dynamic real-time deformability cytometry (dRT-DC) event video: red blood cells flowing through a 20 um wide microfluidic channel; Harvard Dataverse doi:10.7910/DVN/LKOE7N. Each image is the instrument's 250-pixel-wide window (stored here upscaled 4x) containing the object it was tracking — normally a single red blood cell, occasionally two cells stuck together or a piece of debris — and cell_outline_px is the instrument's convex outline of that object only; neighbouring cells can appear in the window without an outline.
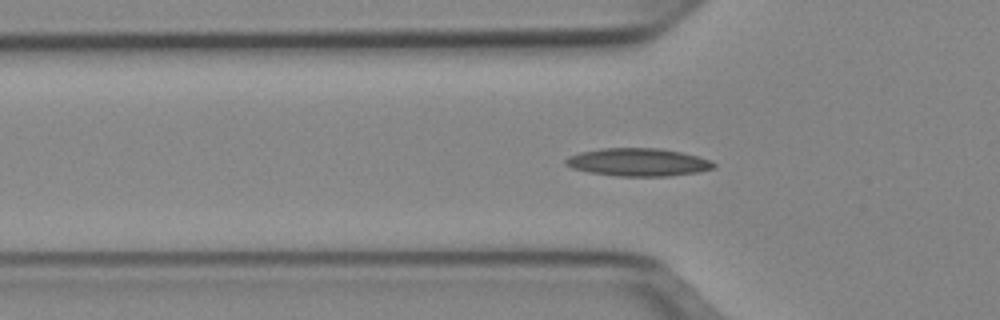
{"species": "Egyptian fruit bat (a non-hibernating species)", "species_latin": "Rousettus aegyptiacus", "temperature_condition": "cold", "stored_images_in_passage": 39, "camera_frame_rate_fps": 3000, "um_per_image_px": 0.085, "animal": {"sex": "female"}, "frame": {"image": 1, "passage_image": 11, "time_ms": 3.333, "image_size_px": [1000, 320], "cell_outline_px": [[716, 168], [696, 172], [668, 176], [620, 176], [588, 172], [572, 168], [564, 164], [564, 160], [568, 156], [580, 152], [600, 148], [660, 148], [680, 152], [696, 156], [708, 160], [716, 164]], "centroid_in_image_um": [54.19, 13.78], "position_along_channel_um": 71.6, "area_um2": 23.99}}
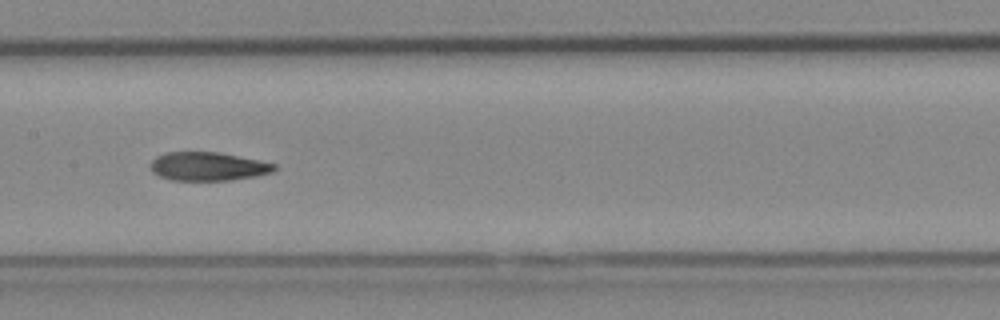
{"frame": {"image": 2, "passage_image": 20, "time_ms": 6.333, "image_size_px": [1000, 320], "cell_outline_px": [[276, 168], [272, 172], [256, 176], [232, 180], [172, 180], [160, 176], [152, 172], [152, 160], [156, 156], [164, 152], [220, 152], [260, 160], [276, 164]], "centroid_in_image_um": [17.7, 14.14], "position_along_channel_um": 189.7, "area_um2": 20.63}}
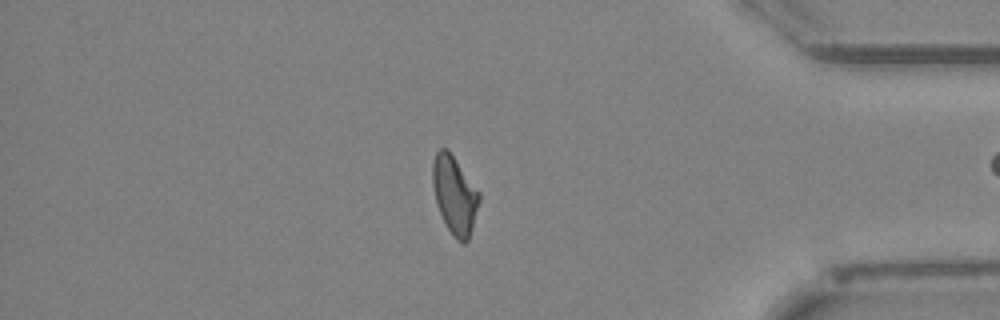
{"frame": {"image": 3, "passage_image": 38, "time_ms": 12.333, "image_size_px": [1000, 320], "cell_outline_px": [[480, 200], [472, 228], [468, 240], [464, 244], [456, 240], [448, 228], [440, 212], [436, 200], [432, 184], [432, 164], [436, 152], [440, 148], [448, 148], [480, 192]], "centroid_in_image_um": [38.65, 16.54], "position_along_channel_um": 396.6, "area_um2": 21.1}}